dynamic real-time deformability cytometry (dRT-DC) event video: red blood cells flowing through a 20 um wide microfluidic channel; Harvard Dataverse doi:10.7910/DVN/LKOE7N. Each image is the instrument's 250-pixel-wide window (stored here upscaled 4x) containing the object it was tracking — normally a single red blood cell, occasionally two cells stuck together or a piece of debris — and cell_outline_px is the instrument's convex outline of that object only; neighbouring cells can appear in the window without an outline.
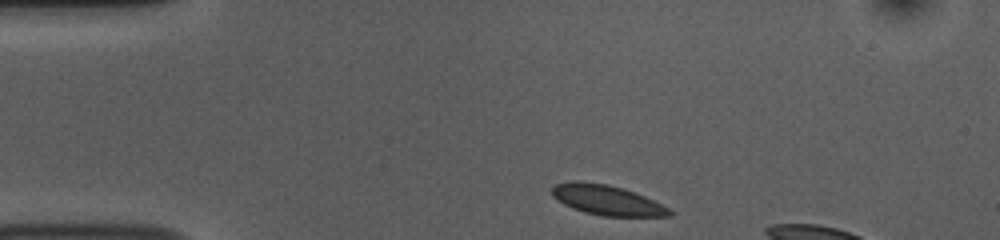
{"species": "common noctule bat (a hibernating species)", "species_latin": "Nyctalus noctula", "temperature_condition": "room temperature", "stored_images_in_passage": 7, "camera_frame_rate_fps": 3000, "um_per_image_px": 0.085, "animal": {"sex": "female", "body_mass_g": 10.0, "forearm_length_mm": 53.1}, "frame": {"image": 1, "passage_image": 1, "time_ms": 0.0, "image_size_px": [1000, 240], "cell_outline_px": [[672, 216], [604, 216], [584, 212], [572, 208], [564, 204], [552, 196], [548, 188], [556, 184], [572, 180], [576, 180], [608, 184], [624, 188], [644, 196], [668, 208], [672, 212]], "centroid_in_image_um": [51.52, 16.99], "position_along_channel_um": 33.5, "area_um2": 20.63}}